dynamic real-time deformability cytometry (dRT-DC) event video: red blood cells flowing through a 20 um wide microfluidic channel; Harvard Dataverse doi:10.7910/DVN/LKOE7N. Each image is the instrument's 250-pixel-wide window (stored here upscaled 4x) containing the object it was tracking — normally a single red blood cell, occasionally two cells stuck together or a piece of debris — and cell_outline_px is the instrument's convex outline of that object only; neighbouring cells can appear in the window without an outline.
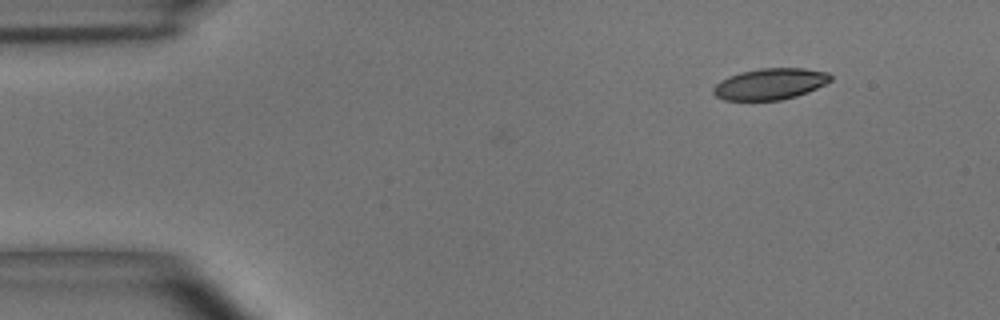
{"species": "common noctule bat (a hibernating species)", "species_latin": "Nyctalus noctula", "temperature_condition": "room temperature", "stored_images_in_passage": 3, "camera_frame_rate_fps": 3000, "um_per_image_px": 0.085, "animal": {"sex": "male", "body_mass_g": 15.6}, "frame": {"image": 1, "passage_image": 3, "time_ms": 0.667, "image_size_px": [1000, 320], "cell_outline_px": [[832, 80], [808, 92], [796, 96], [780, 100], [724, 100], [716, 96], [712, 92], [712, 88], [720, 80], [728, 76], [740, 72], [760, 68], [804, 68], [828, 72], [832, 76]], "centroid_in_image_um": [65.45, 7.13], "position_along_channel_um": 19.6, "area_um2": 21.44}}